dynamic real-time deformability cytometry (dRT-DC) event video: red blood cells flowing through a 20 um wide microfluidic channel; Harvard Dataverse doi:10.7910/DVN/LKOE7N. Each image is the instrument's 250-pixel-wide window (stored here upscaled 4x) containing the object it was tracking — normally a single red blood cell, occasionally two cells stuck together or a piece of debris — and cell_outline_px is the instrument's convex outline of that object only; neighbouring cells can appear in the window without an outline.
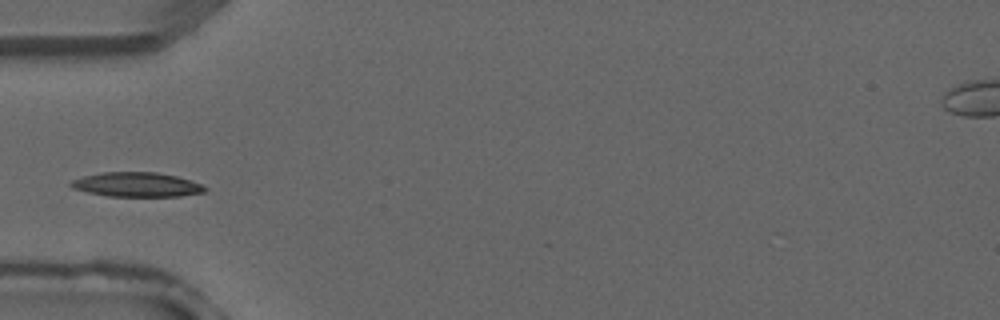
{"species": "common noctule bat (a hibernating species)", "species_latin": "Nyctalus noctula", "temperature_condition": "warm", "stored_images_in_passage": 3, "camera_frame_rate_fps": 3000, "um_per_image_px": 0.085, "animal": {"sex": "male", "forearm_length_mm": 52.5}, "frame": {"image": 1, "passage_image": 3, "time_ms": 0.667, "image_size_px": [1000, 320], "cell_outline_px": [[208, 188], [204, 192], [180, 196], [108, 196], [88, 192], [72, 188], [68, 184], [72, 180], [84, 176], [100, 172], [156, 172], [176, 176], [192, 180]], "centroid_in_image_um": [11.62, 15.68], "position_along_channel_um": 73.4, "area_um2": 19.07}}